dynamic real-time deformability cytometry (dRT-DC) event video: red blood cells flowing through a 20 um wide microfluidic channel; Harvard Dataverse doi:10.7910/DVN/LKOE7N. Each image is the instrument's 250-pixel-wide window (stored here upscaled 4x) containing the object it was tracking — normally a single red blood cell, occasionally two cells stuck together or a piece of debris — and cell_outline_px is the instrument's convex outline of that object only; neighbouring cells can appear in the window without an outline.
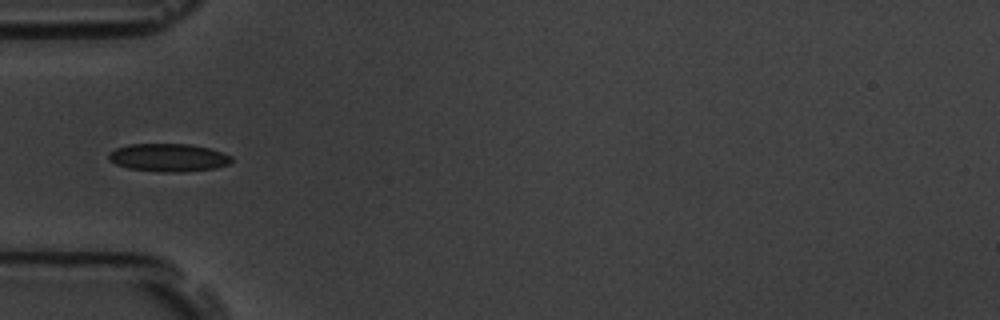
{"species": "common noctule bat (a hibernating species)", "species_latin": "Nyctalus noctula", "temperature_condition": "room temperature", "stored_images_in_passage": 10, "camera_frame_rate_fps": 3000, "um_per_image_px": 0.085, "animal": {"sex": "male", "body_mass_g": 19.5, "forearm_length_mm": 54.6}, "frame": {"image": 1, "passage_image": 6, "time_ms": 6.667, "image_size_px": [1000, 320], "cell_outline_px": [[232, 160], [228, 164], [216, 168], [184, 172], [160, 172], [128, 168], [116, 164], [108, 160], [108, 152], [116, 148], [128, 144], [188, 144], [208, 148], [232, 156]], "centroid_in_image_um": [14.28, 13.4], "position_along_channel_um": 70.7, "area_um2": 20.06}}
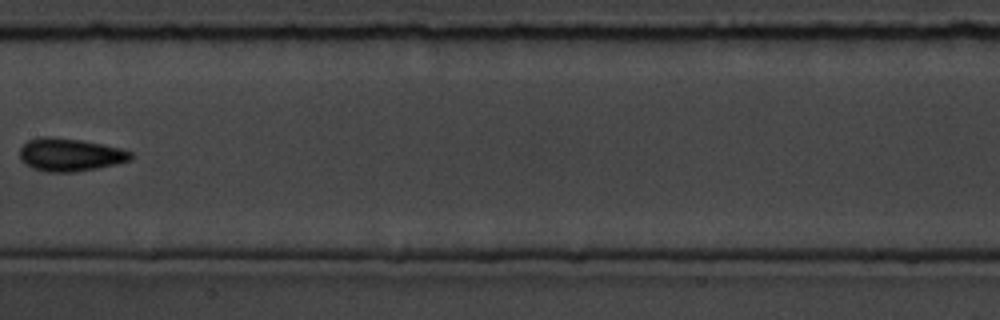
{"frame": {"image": 2, "passage_image": 9, "time_ms": 10.333, "image_size_px": [1000, 320], "cell_outline_px": [[132, 156], [128, 160], [116, 164], [76, 172], [48, 172], [32, 168], [24, 164], [20, 160], [20, 148], [28, 140], [40, 136], [48, 136], [80, 140], [120, 148], [132, 152]], "centroid_in_image_um": [5.9, 13.15], "position_along_channel_um": 201.5, "area_um2": 21.21}}
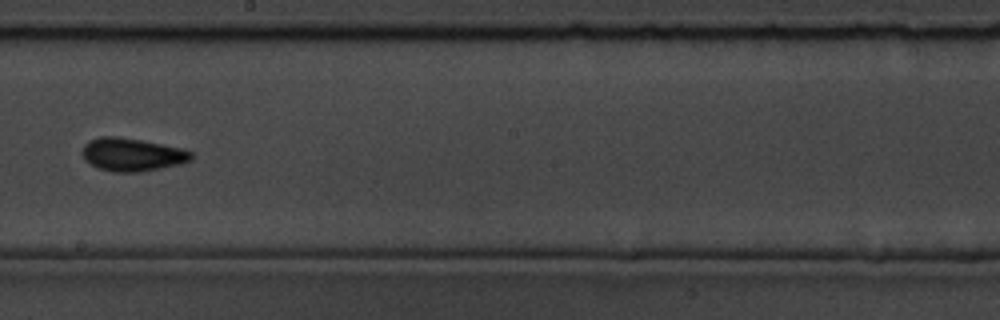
{"frame": {"image": 3, "passage_image": 10, "time_ms": 11.333, "image_size_px": [1000, 320], "cell_outline_px": [[192, 160], [180, 164], [140, 172], [112, 172], [96, 168], [84, 160], [80, 152], [84, 144], [88, 140], [100, 136], [116, 136], [140, 140], [184, 148], [192, 152]], "centroid_in_image_um": [11.18, 13.14], "position_along_channel_um": 237.0, "area_um2": 21.33}}